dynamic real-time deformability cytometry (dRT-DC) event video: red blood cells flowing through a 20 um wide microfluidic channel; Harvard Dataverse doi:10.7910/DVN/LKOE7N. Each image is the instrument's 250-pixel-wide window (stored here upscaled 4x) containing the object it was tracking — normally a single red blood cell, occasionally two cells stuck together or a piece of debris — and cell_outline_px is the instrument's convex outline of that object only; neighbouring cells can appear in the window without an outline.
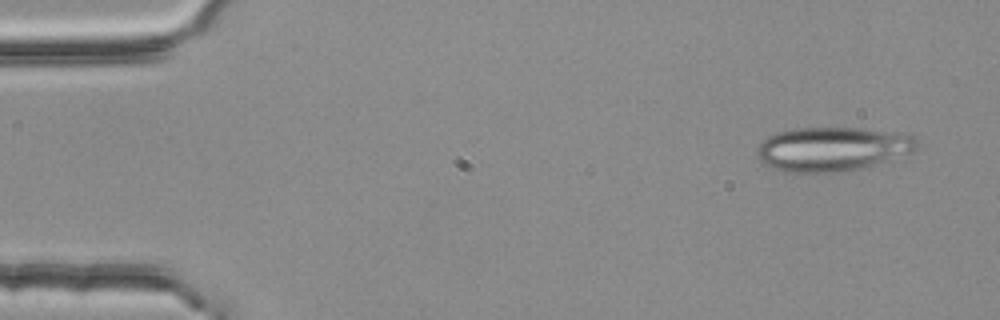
{"species": "common noctule bat (a hibernating species)", "species_latin": "Nyctalus noctula", "temperature_condition": "room temperature", "stored_images_in_passage": 5, "camera_frame_rate_fps": 3000, "um_per_image_px": 0.085, "animal": {"sex": "female", "body_mass_g": 25.1}, "frame": {"image": 1, "passage_image": 1, "time_ms": 0.0, "image_size_px": [1000, 320], "cell_outline_px": [[916, 148], [912, 152], [872, 164], [856, 168], [832, 172], [784, 172], [760, 164], [756, 156], [756, 148], [768, 136], [776, 132], [792, 128], [860, 128], [916, 136]], "centroid_in_image_um": [70.62, 12.66], "position_along_channel_um": 14.4, "area_um2": 40.69}}